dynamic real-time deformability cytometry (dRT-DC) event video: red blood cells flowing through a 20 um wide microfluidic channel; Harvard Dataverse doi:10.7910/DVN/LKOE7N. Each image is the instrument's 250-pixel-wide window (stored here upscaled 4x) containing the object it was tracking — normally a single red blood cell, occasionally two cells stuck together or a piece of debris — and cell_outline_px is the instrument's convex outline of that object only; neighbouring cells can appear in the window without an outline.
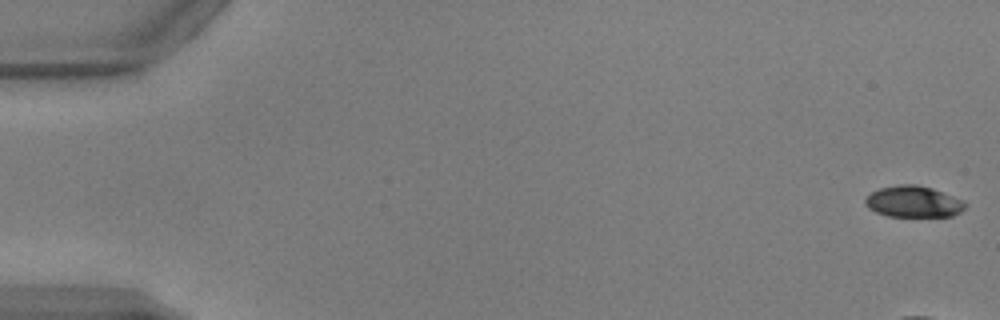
{"species": "common noctule bat (a hibernating species)", "species_latin": "Nyctalus noctula", "temperature_condition": "warm", "stored_images_in_passage": 11, "camera_frame_rate_fps": 3000, "um_per_image_px": 0.085, "animal": {"sex": "male", "body_mass_g": 17.9, "forearm_length_mm": 54.2}, "frame": {"image": 1, "passage_image": 1, "time_ms": 0.0, "image_size_px": [1000, 320], "cell_outline_px": [[968, 204], [960, 212], [952, 216], [888, 216], [876, 212], [868, 208], [864, 204], [864, 200], [872, 192], [880, 188], [900, 184], [916, 184], [932, 188], [964, 200]], "centroid_in_image_um": [77.65, 17.14], "position_along_channel_um": 7.3, "area_um2": 18.26}}